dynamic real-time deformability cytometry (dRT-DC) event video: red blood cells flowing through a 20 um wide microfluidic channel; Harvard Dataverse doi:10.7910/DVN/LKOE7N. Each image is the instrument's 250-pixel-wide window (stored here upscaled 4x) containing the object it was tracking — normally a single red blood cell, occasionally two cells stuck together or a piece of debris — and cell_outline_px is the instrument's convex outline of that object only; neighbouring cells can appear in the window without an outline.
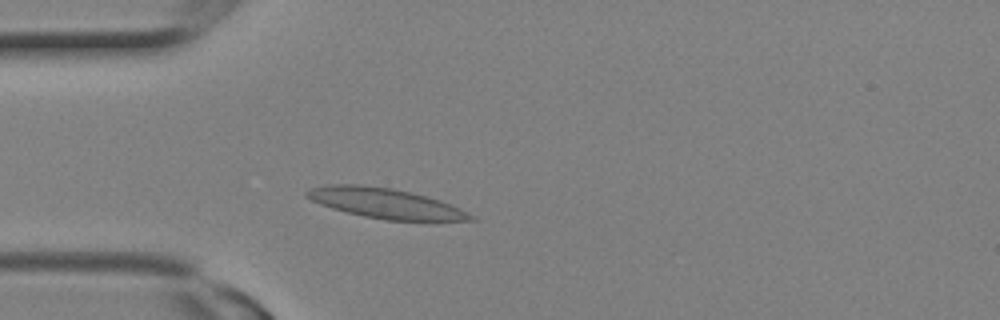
{"species": "Egyptian fruit bat (a non-hibernating species)", "species_latin": "Rousettus aegyptiacus", "temperature_condition": "room temperature", "stored_images_in_passage": 7, "camera_frame_rate_fps": 3000, "um_per_image_px": 0.085, "animal": {"sex": "female"}, "frame": {"image": 1, "passage_image": 5, "time_ms": 1.333, "image_size_px": [1000, 320], "cell_outline_px": [[476, 220], [432, 224], [384, 220], [364, 216], [332, 208], [320, 204], [304, 196], [304, 192], [308, 188], [332, 184], [356, 184], [392, 188], [412, 192], [428, 196], [440, 200], [468, 212]], "centroid_in_image_um": [32.88, 17.33], "position_along_channel_um": 52.1, "area_um2": 29.82}}
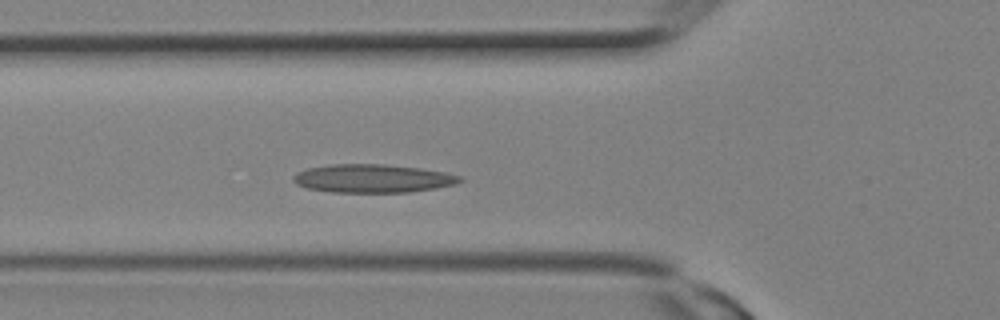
{"frame": {"image": 2, "passage_image": 7, "time_ms": 2.0, "image_size_px": [1000, 320], "cell_outline_px": [[464, 180], [456, 184], [436, 188], [408, 192], [328, 192], [308, 188], [296, 184], [292, 180], [292, 176], [296, 172], [308, 168], [332, 164], [384, 164], [420, 168], [444, 172], [464, 176]], "centroid_in_image_um": [31.69, 15.17], "position_along_channel_um": 94.1, "area_um2": 27.69}}